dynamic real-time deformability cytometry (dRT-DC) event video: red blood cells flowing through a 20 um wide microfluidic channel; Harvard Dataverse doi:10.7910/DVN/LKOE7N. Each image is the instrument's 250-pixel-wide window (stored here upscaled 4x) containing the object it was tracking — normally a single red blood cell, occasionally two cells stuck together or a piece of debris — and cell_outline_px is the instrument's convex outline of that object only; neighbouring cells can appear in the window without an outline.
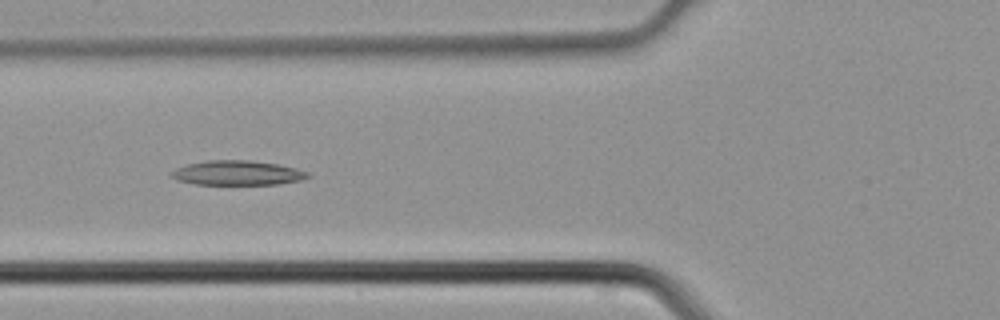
{"species": "common noctule bat (a hibernating species)", "species_latin": "Nyctalus noctula", "temperature_condition": "cold", "stored_images_in_passage": 4, "camera_frame_rate_fps": 3000, "um_per_image_px": 0.085, "animal": {"sex": "male", "body_mass_g": 21.5, "forearm_length_mm": 52.0}, "frame": {"image": 1, "passage_image": 4, "time_ms": 1.0, "image_size_px": [1000, 320], "cell_outline_px": [[312, 176], [300, 180], [276, 184], [196, 184], [176, 180], [168, 172], [176, 168], [188, 164], [208, 160], [252, 160], [276, 164], [296, 168], [308, 172]], "centroid_in_image_um": [20.16, 14.69], "position_along_channel_um": 105.6, "area_um2": 19.48}}